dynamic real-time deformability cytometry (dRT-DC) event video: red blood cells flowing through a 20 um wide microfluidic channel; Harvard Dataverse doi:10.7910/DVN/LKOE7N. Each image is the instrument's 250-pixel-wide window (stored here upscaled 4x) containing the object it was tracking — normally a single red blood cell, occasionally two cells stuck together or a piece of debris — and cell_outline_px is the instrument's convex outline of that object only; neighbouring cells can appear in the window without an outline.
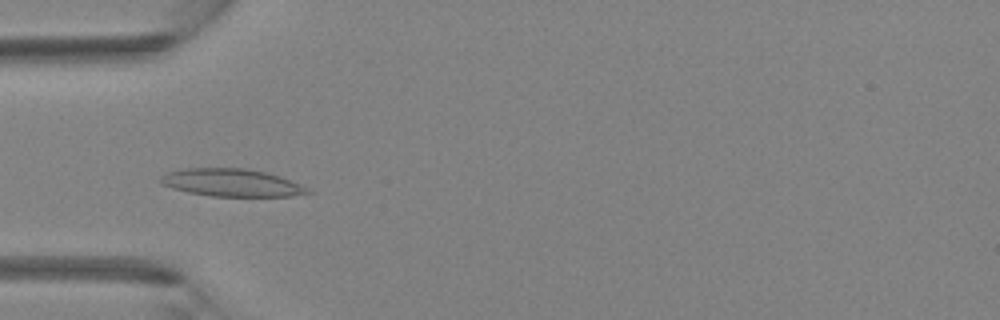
{"species": "Egyptian fruit bat (a non-hibernating species)", "species_latin": "Rousettus aegyptiacus", "temperature_condition": "room temperature", "stored_images_in_passage": 5, "camera_frame_rate_fps": 3000, "um_per_image_px": 0.085, "animal": {"sex": "female"}, "frame": {"image": 1, "passage_image": 3, "time_ms": 0.667, "image_size_px": [1000, 320], "cell_outline_px": [[312, 192], [292, 196], [212, 196], [188, 192], [172, 188], [164, 184], [160, 180], [160, 176], [168, 172], [188, 168], [244, 168], [268, 172], [280, 176], [300, 184], [308, 188]], "centroid_in_image_um": [19.71, 15.52], "position_along_channel_um": 65.3, "area_um2": 23.52}}
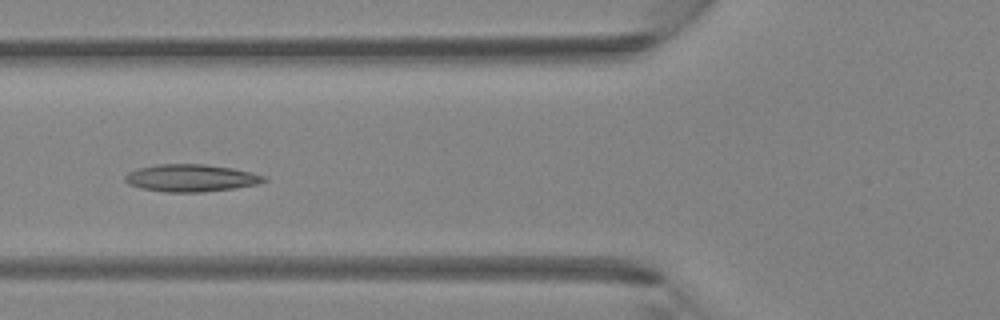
{"frame": {"image": 2, "passage_image": 4, "time_ms": 1.0, "image_size_px": [1000, 320], "cell_outline_px": [[268, 180], [256, 184], [232, 188], [200, 192], [164, 192], [140, 188], [128, 184], [124, 180], [124, 176], [128, 172], [136, 168], [156, 164], [204, 164], [232, 168], [252, 172], [264, 176]], "centroid_in_image_um": [16.17, 15.12], "position_along_channel_um": 109.6, "area_um2": 22.14}}
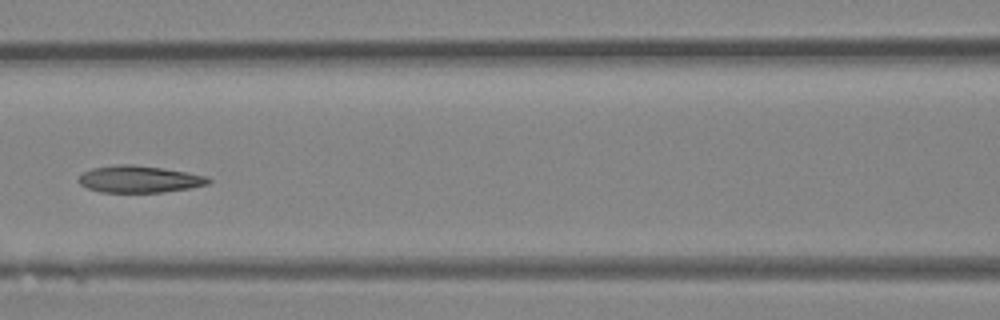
{"frame": {"image": 3, "passage_image": 5, "time_ms": 1.333, "image_size_px": [1000, 320], "cell_outline_px": [[212, 180], [208, 184], [188, 188], [164, 192], [100, 192], [88, 188], [80, 184], [76, 180], [84, 172], [92, 168], [116, 164], [132, 164], [164, 168], [188, 172], [208, 176]], "centroid_in_image_um": [11.84, 15.22], "position_along_channel_um": 154.8, "area_um2": 20.46}}